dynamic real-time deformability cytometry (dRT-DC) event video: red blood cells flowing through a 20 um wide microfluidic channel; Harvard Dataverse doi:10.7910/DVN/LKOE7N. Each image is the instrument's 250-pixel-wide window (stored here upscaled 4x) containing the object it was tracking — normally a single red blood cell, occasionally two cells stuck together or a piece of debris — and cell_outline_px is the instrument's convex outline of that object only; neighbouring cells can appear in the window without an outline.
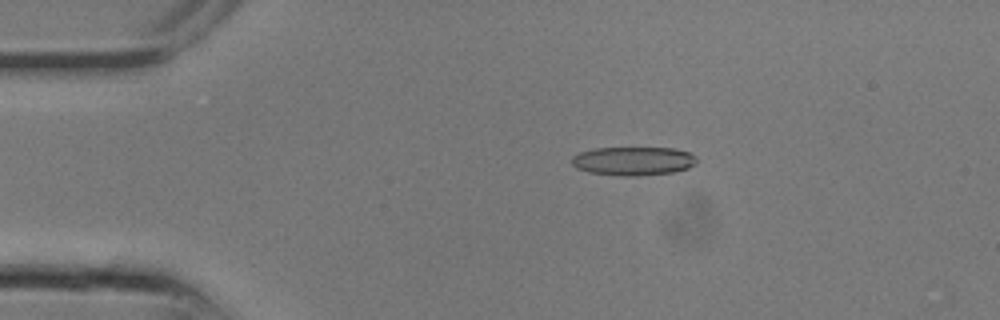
{"species": "common noctule bat (a hibernating species)", "species_latin": "Nyctalus noctula", "temperature_condition": "room temperature", "stored_images_in_passage": 10, "camera_frame_rate_fps": 3000, "um_per_image_px": 0.085, "animal": {"sex": "male", "body_mass_g": 13.3}, "frame": {"image": 1, "passage_image": 1, "time_ms": 0.0, "image_size_px": [1000, 320], "cell_outline_px": [[696, 164], [688, 168], [672, 172], [636, 176], [620, 176], [588, 172], [576, 168], [572, 164], [572, 156], [580, 152], [592, 148], [676, 148], [688, 152], [696, 156]], "centroid_in_image_um": [53.81, 13.68], "position_along_channel_um": 31.2, "area_um2": 20.98}}
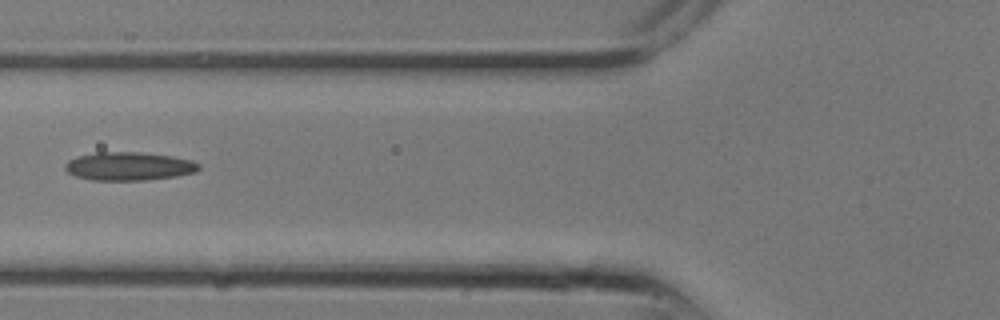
{"frame": {"image": 2, "passage_image": 6, "time_ms": 1.667, "image_size_px": [1000, 320], "cell_outline_px": [[200, 168], [196, 172], [176, 176], [144, 180], [92, 180], [76, 176], [68, 172], [64, 168], [64, 164], [68, 160], [76, 156], [96, 152], [140, 152], [172, 156], [192, 160], [200, 164]], "centroid_in_image_um": [10.95, 14.12], "position_along_channel_um": 114.9, "area_um2": 22.2}}
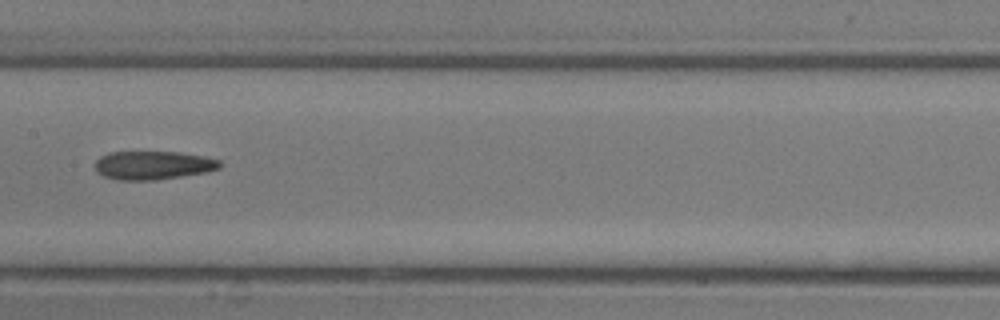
{"frame": {"image": 3, "passage_image": 9, "time_ms": 2.667, "image_size_px": [1000, 320], "cell_outline_px": [[220, 168], [208, 172], [156, 180], [120, 180], [104, 176], [96, 172], [96, 160], [100, 156], [108, 152], [180, 152], [204, 156], [220, 160]], "centroid_in_image_um": [13.02, 14.04], "position_along_channel_um": 194.4, "area_um2": 20.81}}